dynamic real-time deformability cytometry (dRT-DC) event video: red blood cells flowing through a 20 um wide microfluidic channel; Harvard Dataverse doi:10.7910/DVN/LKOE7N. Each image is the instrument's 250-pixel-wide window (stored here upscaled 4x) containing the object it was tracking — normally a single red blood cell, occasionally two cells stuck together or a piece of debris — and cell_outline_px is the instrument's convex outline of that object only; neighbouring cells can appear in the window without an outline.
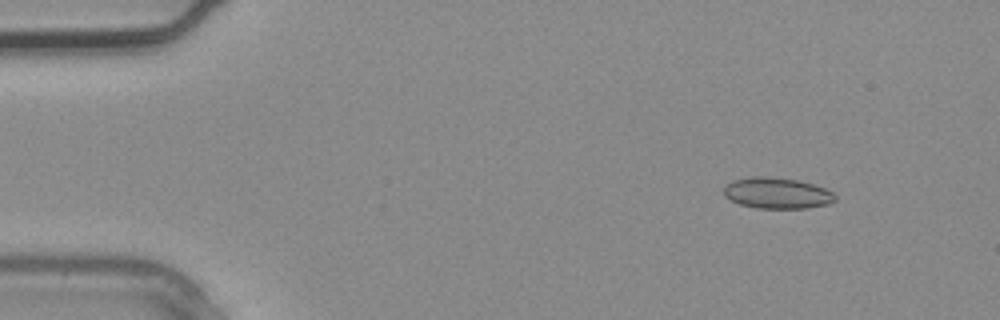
{"species": "common noctule bat (a hibernating species)", "species_latin": "Nyctalus noctula", "temperature_condition": "warm", "stored_images_in_passage": 3, "camera_frame_rate_fps": 3000, "um_per_image_px": 0.085, "animal": {"sex": "male", "body_mass_g": 20.4}, "frame": {"image": 1, "passage_image": 1, "time_ms": 0.0, "image_size_px": [1000, 320], "cell_outline_px": [[836, 200], [828, 204], [808, 208], [756, 208], [740, 204], [724, 196], [724, 184], [732, 180], [752, 176], [768, 176], [796, 180], [812, 184], [824, 188], [832, 192], [836, 196]], "centroid_in_image_um": [66.02, 16.41], "position_along_channel_um": 19.0, "area_um2": 20.17}}
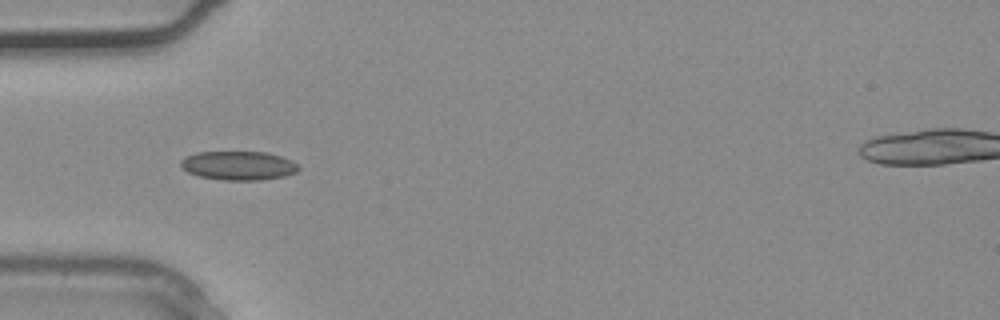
{"frame": {"image": 2, "passage_image": 3, "time_ms": 0.667, "image_size_px": [1000, 320], "cell_outline_px": [[300, 168], [296, 172], [284, 176], [260, 180], [220, 180], [200, 176], [188, 172], [180, 168], [180, 160], [196, 152], [268, 152], [292, 160], [300, 164]], "centroid_in_image_um": [20.29, 14.07], "position_along_channel_um": 64.7, "area_um2": 20.0}}